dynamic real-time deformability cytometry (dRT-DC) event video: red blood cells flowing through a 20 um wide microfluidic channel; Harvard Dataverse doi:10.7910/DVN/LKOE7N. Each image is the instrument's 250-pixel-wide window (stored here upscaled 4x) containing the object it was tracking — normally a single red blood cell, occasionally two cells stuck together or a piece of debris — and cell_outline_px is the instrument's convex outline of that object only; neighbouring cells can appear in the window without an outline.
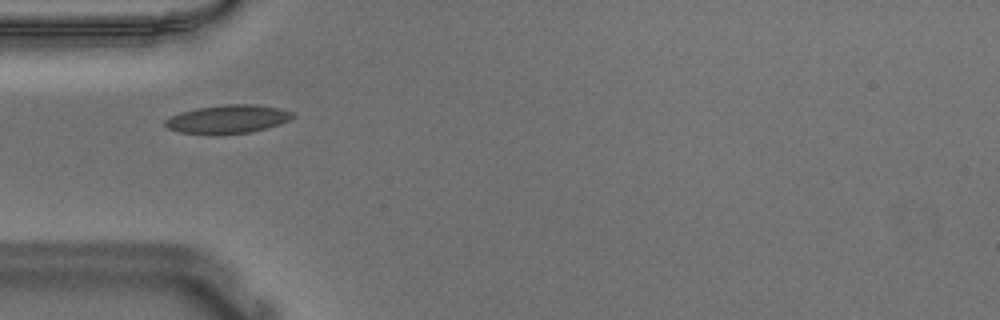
{"species": "Egyptian fruit bat (a non-hibernating species)", "species_latin": "Rousettus aegyptiacus", "temperature_condition": "warm", "stored_images_in_passage": 45, "camera_frame_rate_fps": 3000, "um_per_image_px": 0.085, "animal": {"sex": "male"}, "frame": {"image": 1, "passage_image": 7, "time_ms": 2.0, "image_size_px": [1000, 320], "cell_outline_px": [[296, 116], [280, 124], [268, 128], [252, 132], [180, 132], [168, 128], [164, 124], [164, 120], [180, 112], [196, 108], [224, 104], [252, 104], [280, 108], [292, 112]], "centroid_in_image_um": [19.41, 10.09], "position_along_channel_um": 65.6, "area_um2": 20.52}}
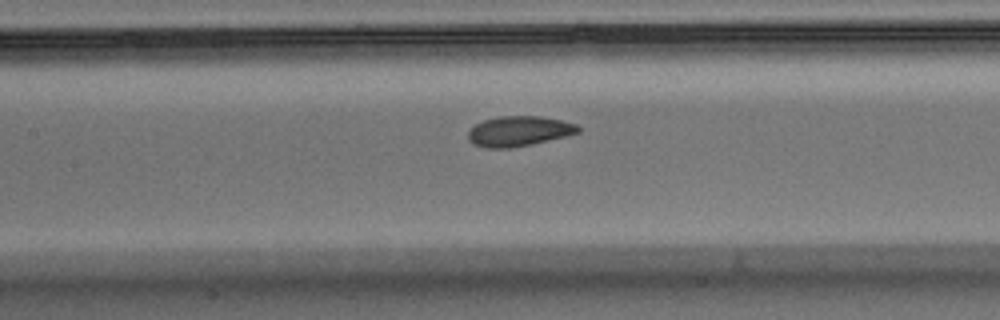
{"frame": {"image": 2, "passage_image": 15, "time_ms": 4.667, "image_size_px": [1000, 320], "cell_outline_px": [[580, 132], [532, 144], [508, 148], [484, 148], [472, 144], [468, 140], [468, 132], [476, 124], [484, 120], [500, 116], [540, 116], [560, 120], [576, 124], [580, 128]], "centroid_in_image_um": [44.07, 11.15], "position_along_channel_um": 163.3, "area_um2": 19.19}}
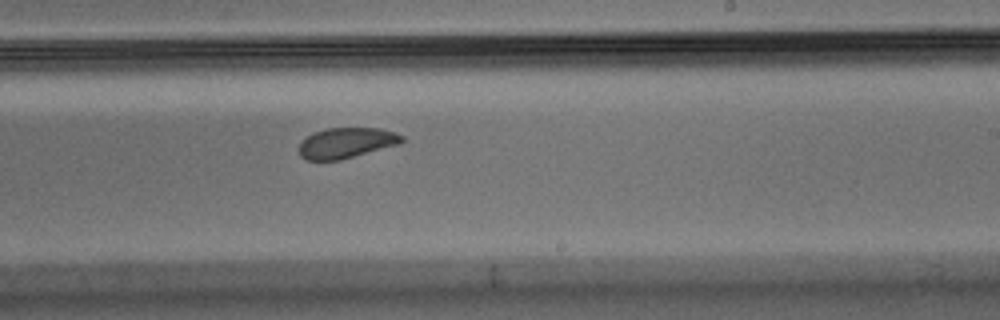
{"frame": {"image": 3, "passage_image": 23, "time_ms": 7.333, "image_size_px": [1000, 320], "cell_outline_px": [[404, 140], [400, 144], [340, 160], [304, 160], [300, 156], [300, 144], [312, 132], [328, 128], [380, 128], [396, 132], [404, 136]], "centroid_in_image_um": [29.47, 12.14], "position_along_channel_um": 259.5, "area_um2": 18.32}, "authors_computed_cell_mechanics": {"area_um2": 19.4786, "velocity_mm_per_s": 3.6274, "shape_relaxation_time_tau1_ms": 2.4335, "shape_relaxation_time_tau2_ms": 1.6181, "deformation_change_tau1": 0.1194, "deformation_change_tau2": 0.0686}}